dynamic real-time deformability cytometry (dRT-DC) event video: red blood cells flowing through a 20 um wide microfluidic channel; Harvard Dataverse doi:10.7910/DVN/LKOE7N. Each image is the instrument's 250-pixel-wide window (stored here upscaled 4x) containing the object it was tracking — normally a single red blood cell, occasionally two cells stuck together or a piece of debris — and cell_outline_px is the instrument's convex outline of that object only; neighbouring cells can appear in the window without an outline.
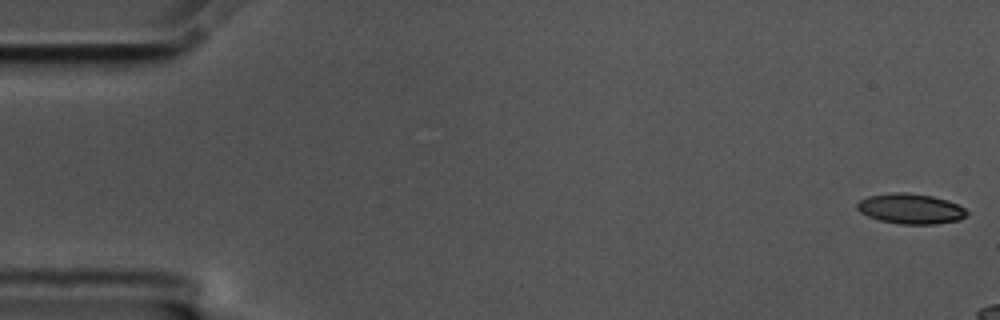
{"species": "common noctule bat (a hibernating species)", "species_latin": "Nyctalus noctula", "temperature_condition": "cold", "stored_images_in_passage": 3, "camera_frame_rate_fps": 3000, "um_per_image_px": 0.085, "animal": {"sex": "male", "body_mass_g": 17.5, "forearm_length_mm": 52.3}, "frame": {"image": 1, "passage_image": 1, "time_ms": 0.0, "image_size_px": [1000, 320], "cell_outline_px": [[968, 216], [960, 220], [936, 224], [900, 224], [880, 220], [868, 216], [860, 212], [856, 208], [856, 204], [860, 200], [868, 196], [892, 192], [904, 192], [932, 196], [948, 200], [964, 208], [968, 212]], "centroid_in_image_um": [77.41, 17.74], "position_along_channel_um": 7.6, "area_um2": 19.42}}